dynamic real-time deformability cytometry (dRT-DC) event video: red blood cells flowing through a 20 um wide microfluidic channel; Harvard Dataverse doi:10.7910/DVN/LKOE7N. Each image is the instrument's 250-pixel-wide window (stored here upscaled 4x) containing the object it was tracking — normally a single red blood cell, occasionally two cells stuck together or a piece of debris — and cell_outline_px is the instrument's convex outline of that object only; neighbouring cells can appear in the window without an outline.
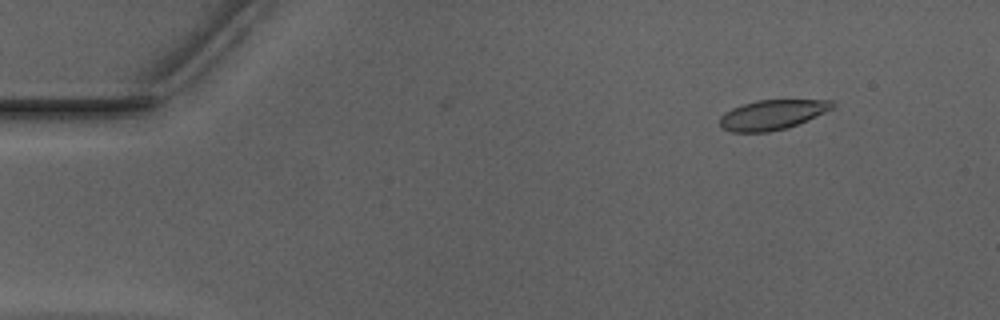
{"species": "Egyptian fruit bat (a non-hibernating species)", "species_latin": "Rousettus aegyptiacus", "temperature_condition": "warm", "stored_images_in_passage": 13, "camera_frame_rate_fps": 3000, "um_per_image_px": 0.085, "animal": {"sex": "male"}, "frame": {"image": 1, "passage_image": 6, "time_ms": 1.667, "image_size_px": [1000, 320], "cell_outline_px": [[836, 104], [832, 108], [808, 120], [788, 128], [768, 132], [732, 132], [720, 128], [720, 116], [724, 112], [732, 108], [756, 100], [832, 100]], "centroid_in_image_um": [65.61, 9.76], "position_along_channel_um": 19.4, "area_um2": 19.59}}